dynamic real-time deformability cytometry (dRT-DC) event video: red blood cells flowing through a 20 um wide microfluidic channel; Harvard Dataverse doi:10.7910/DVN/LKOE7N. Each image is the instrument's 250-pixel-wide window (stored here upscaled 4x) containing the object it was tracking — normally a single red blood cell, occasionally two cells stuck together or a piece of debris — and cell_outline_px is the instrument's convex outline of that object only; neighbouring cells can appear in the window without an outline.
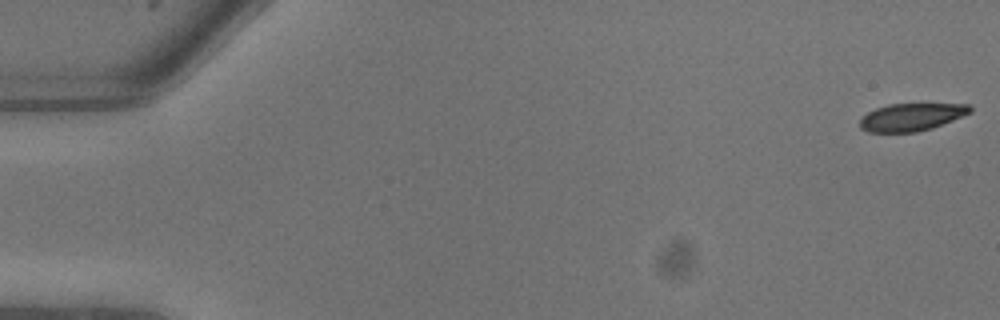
{"species": "common noctule bat (a hibernating species)", "species_latin": "Nyctalus noctula", "temperature_condition": "warm", "stored_images_in_passage": 6, "camera_frame_rate_fps": 3000, "um_per_image_px": 0.085, "animal": {"sex": "male", "body_mass_g": 13.3}, "frame": {"image": 1, "passage_image": 1, "time_ms": 0.0, "image_size_px": [1000, 320], "cell_outline_px": [[972, 112], [932, 128], [916, 132], [868, 132], [860, 128], [860, 120], [868, 112], [876, 108], [888, 104], [968, 104], [972, 108]], "centroid_in_image_um": [77.46, 9.95], "position_along_channel_um": 7.5, "area_um2": 17.57}}